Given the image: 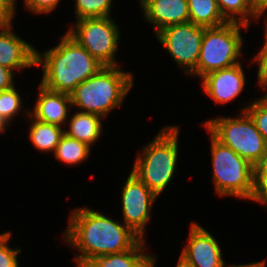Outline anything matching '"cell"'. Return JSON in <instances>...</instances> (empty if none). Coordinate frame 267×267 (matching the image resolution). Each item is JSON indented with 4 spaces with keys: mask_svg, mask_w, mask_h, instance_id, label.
<instances>
[{
    "mask_svg": "<svg viewBox=\"0 0 267 267\" xmlns=\"http://www.w3.org/2000/svg\"><path fill=\"white\" fill-rule=\"evenodd\" d=\"M266 260H260V261H257V262H252V263H241V264H229L227 265L226 262L224 263V266L223 267H266Z\"/></svg>",
    "mask_w": 267,
    "mask_h": 267,
    "instance_id": "obj_31",
    "label": "cell"
},
{
    "mask_svg": "<svg viewBox=\"0 0 267 267\" xmlns=\"http://www.w3.org/2000/svg\"><path fill=\"white\" fill-rule=\"evenodd\" d=\"M204 27L190 21L161 29L156 37L184 74L196 77Z\"/></svg>",
    "mask_w": 267,
    "mask_h": 267,
    "instance_id": "obj_9",
    "label": "cell"
},
{
    "mask_svg": "<svg viewBox=\"0 0 267 267\" xmlns=\"http://www.w3.org/2000/svg\"><path fill=\"white\" fill-rule=\"evenodd\" d=\"M254 5L259 9H267V0H253Z\"/></svg>",
    "mask_w": 267,
    "mask_h": 267,
    "instance_id": "obj_33",
    "label": "cell"
},
{
    "mask_svg": "<svg viewBox=\"0 0 267 267\" xmlns=\"http://www.w3.org/2000/svg\"><path fill=\"white\" fill-rule=\"evenodd\" d=\"M266 12H267V9H263V10H259V13H258V16H257V20L256 21H258V20H260L259 18H261V17H263V16H265L266 15V17L264 18L265 20H264V29H263V31H264V44L267 46V14H266ZM265 14V15H264Z\"/></svg>",
    "mask_w": 267,
    "mask_h": 267,
    "instance_id": "obj_32",
    "label": "cell"
},
{
    "mask_svg": "<svg viewBox=\"0 0 267 267\" xmlns=\"http://www.w3.org/2000/svg\"><path fill=\"white\" fill-rule=\"evenodd\" d=\"M242 28L247 32L249 26L227 22L219 27H204L200 56L196 66L197 78L241 63L240 57L243 55L244 47Z\"/></svg>",
    "mask_w": 267,
    "mask_h": 267,
    "instance_id": "obj_6",
    "label": "cell"
},
{
    "mask_svg": "<svg viewBox=\"0 0 267 267\" xmlns=\"http://www.w3.org/2000/svg\"><path fill=\"white\" fill-rule=\"evenodd\" d=\"M9 126V124L4 120V118L0 115V134L6 133L5 131H7L6 129H8L7 127Z\"/></svg>",
    "mask_w": 267,
    "mask_h": 267,
    "instance_id": "obj_34",
    "label": "cell"
},
{
    "mask_svg": "<svg viewBox=\"0 0 267 267\" xmlns=\"http://www.w3.org/2000/svg\"><path fill=\"white\" fill-rule=\"evenodd\" d=\"M12 232L0 240V267H19L18 254L21 248H11L9 242L11 240Z\"/></svg>",
    "mask_w": 267,
    "mask_h": 267,
    "instance_id": "obj_26",
    "label": "cell"
},
{
    "mask_svg": "<svg viewBox=\"0 0 267 267\" xmlns=\"http://www.w3.org/2000/svg\"><path fill=\"white\" fill-rule=\"evenodd\" d=\"M212 158V180L220 197L250 200L253 191L254 166L219 142L209 131Z\"/></svg>",
    "mask_w": 267,
    "mask_h": 267,
    "instance_id": "obj_7",
    "label": "cell"
},
{
    "mask_svg": "<svg viewBox=\"0 0 267 267\" xmlns=\"http://www.w3.org/2000/svg\"><path fill=\"white\" fill-rule=\"evenodd\" d=\"M13 25L0 27V65L13 71L35 67L36 47L16 35Z\"/></svg>",
    "mask_w": 267,
    "mask_h": 267,
    "instance_id": "obj_13",
    "label": "cell"
},
{
    "mask_svg": "<svg viewBox=\"0 0 267 267\" xmlns=\"http://www.w3.org/2000/svg\"><path fill=\"white\" fill-rule=\"evenodd\" d=\"M189 230L180 257L193 267H223L222 249L212 233L197 222H192Z\"/></svg>",
    "mask_w": 267,
    "mask_h": 267,
    "instance_id": "obj_11",
    "label": "cell"
},
{
    "mask_svg": "<svg viewBox=\"0 0 267 267\" xmlns=\"http://www.w3.org/2000/svg\"><path fill=\"white\" fill-rule=\"evenodd\" d=\"M145 240L140 239L131 249L125 252L92 258L81 267H155L157 257L147 252Z\"/></svg>",
    "mask_w": 267,
    "mask_h": 267,
    "instance_id": "obj_16",
    "label": "cell"
},
{
    "mask_svg": "<svg viewBox=\"0 0 267 267\" xmlns=\"http://www.w3.org/2000/svg\"><path fill=\"white\" fill-rule=\"evenodd\" d=\"M120 67L103 66L95 75L80 83L70 93L72 109L106 118L111 111L122 106L133 88L134 78L132 72Z\"/></svg>",
    "mask_w": 267,
    "mask_h": 267,
    "instance_id": "obj_3",
    "label": "cell"
},
{
    "mask_svg": "<svg viewBox=\"0 0 267 267\" xmlns=\"http://www.w3.org/2000/svg\"><path fill=\"white\" fill-rule=\"evenodd\" d=\"M37 88L36 104L30 115L38 121L64 128L72 109L70 94L50 91L41 84Z\"/></svg>",
    "mask_w": 267,
    "mask_h": 267,
    "instance_id": "obj_15",
    "label": "cell"
},
{
    "mask_svg": "<svg viewBox=\"0 0 267 267\" xmlns=\"http://www.w3.org/2000/svg\"><path fill=\"white\" fill-rule=\"evenodd\" d=\"M17 4L14 0H0V24L2 26L13 24Z\"/></svg>",
    "mask_w": 267,
    "mask_h": 267,
    "instance_id": "obj_29",
    "label": "cell"
},
{
    "mask_svg": "<svg viewBox=\"0 0 267 267\" xmlns=\"http://www.w3.org/2000/svg\"><path fill=\"white\" fill-rule=\"evenodd\" d=\"M177 267H193L192 265L188 264L184 259L179 257L178 263L176 264Z\"/></svg>",
    "mask_w": 267,
    "mask_h": 267,
    "instance_id": "obj_35",
    "label": "cell"
},
{
    "mask_svg": "<svg viewBox=\"0 0 267 267\" xmlns=\"http://www.w3.org/2000/svg\"><path fill=\"white\" fill-rule=\"evenodd\" d=\"M203 127L253 166L267 159V143L246 111L235 118H211L203 122Z\"/></svg>",
    "mask_w": 267,
    "mask_h": 267,
    "instance_id": "obj_5",
    "label": "cell"
},
{
    "mask_svg": "<svg viewBox=\"0 0 267 267\" xmlns=\"http://www.w3.org/2000/svg\"><path fill=\"white\" fill-rule=\"evenodd\" d=\"M216 1L221 15L227 22H237L250 26L251 21L256 22L255 20H257L259 9L254 5L253 0Z\"/></svg>",
    "mask_w": 267,
    "mask_h": 267,
    "instance_id": "obj_20",
    "label": "cell"
},
{
    "mask_svg": "<svg viewBox=\"0 0 267 267\" xmlns=\"http://www.w3.org/2000/svg\"><path fill=\"white\" fill-rule=\"evenodd\" d=\"M13 87L0 91V115L10 125L11 121L15 119V116L21 112H24L25 116L30 114V109H26L23 106L21 94L16 90L17 87ZM23 106V107H22ZM26 111H25V110Z\"/></svg>",
    "mask_w": 267,
    "mask_h": 267,
    "instance_id": "obj_22",
    "label": "cell"
},
{
    "mask_svg": "<svg viewBox=\"0 0 267 267\" xmlns=\"http://www.w3.org/2000/svg\"><path fill=\"white\" fill-rule=\"evenodd\" d=\"M177 125H165L137 154L133 172L158 197L170 185L179 162Z\"/></svg>",
    "mask_w": 267,
    "mask_h": 267,
    "instance_id": "obj_4",
    "label": "cell"
},
{
    "mask_svg": "<svg viewBox=\"0 0 267 267\" xmlns=\"http://www.w3.org/2000/svg\"><path fill=\"white\" fill-rule=\"evenodd\" d=\"M243 64L213 71L200 79L204 93L216 104H227L240 97L246 85Z\"/></svg>",
    "mask_w": 267,
    "mask_h": 267,
    "instance_id": "obj_12",
    "label": "cell"
},
{
    "mask_svg": "<svg viewBox=\"0 0 267 267\" xmlns=\"http://www.w3.org/2000/svg\"><path fill=\"white\" fill-rule=\"evenodd\" d=\"M256 62L257 68V81H258V86L260 88H263L266 90L265 92L267 93V46L263 44V47L259 50V52L253 56V60L251 59L252 62Z\"/></svg>",
    "mask_w": 267,
    "mask_h": 267,
    "instance_id": "obj_27",
    "label": "cell"
},
{
    "mask_svg": "<svg viewBox=\"0 0 267 267\" xmlns=\"http://www.w3.org/2000/svg\"><path fill=\"white\" fill-rule=\"evenodd\" d=\"M8 232L9 231L0 233V240H2L8 234Z\"/></svg>",
    "mask_w": 267,
    "mask_h": 267,
    "instance_id": "obj_36",
    "label": "cell"
},
{
    "mask_svg": "<svg viewBox=\"0 0 267 267\" xmlns=\"http://www.w3.org/2000/svg\"><path fill=\"white\" fill-rule=\"evenodd\" d=\"M14 74L16 75V72L0 65V91L9 89L15 85Z\"/></svg>",
    "mask_w": 267,
    "mask_h": 267,
    "instance_id": "obj_30",
    "label": "cell"
},
{
    "mask_svg": "<svg viewBox=\"0 0 267 267\" xmlns=\"http://www.w3.org/2000/svg\"><path fill=\"white\" fill-rule=\"evenodd\" d=\"M140 8L155 35L163 28L189 21L187 0H144Z\"/></svg>",
    "mask_w": 267,
    "mask_h": 267,
    "instance_id": "obj_14",
    "label": "cell"
},
{
    "mask_svg": "<svg viewBox=\"0 0 267 267\" xmlns=\"http://www.w3.org/2000/svg\"><path fill=\"white\" fill-rule=\"evenodd\" d=\"M61 0H23L24 9L32 12L33 14H50L58 8Z\"/></svg>",
    "mask_w": 267,
    "mask_h": 267,
    "instance_id": "obj_28",
    "label": "cell"
},
{
    "mask_svg": "<svg viewBox=\"0 0 267 267\" xmlns=\"http://www.w3.org/2000/svg\"><path fill=\"white\" fill-rule=\"evenodd\" d=\"M35 66L42 67L40 84L54 92L70 94L80 83L95 75L103 65L67 33L52 49H36Z\"/></svg>",
    "mask_w": 267,
    "mask_h": 267,
    "instance_id": "obj_2",
    "label": "cell"
},
{
    "mask_svg": "<svg viewBox=\"0 0 267 267\" xmlns=\"http://www.w3.org/2000/svg\"><path fill=\"white\" fill-rule=\"evenodd\" d=\"M102 119L104 118L95 114L77 111L69 116L65 134L92 147L103 134Z\"/></svg>",
    "mask_w": 267,
    "mask_h": 267,
    "instance_id": "obj_17",
    "label": "cell"
},
{
    "mask_svg": "<svg viewBox=\"0 0 267 267\" xmlns=\"http://www.w3.org/2000/svg\"><path fill=\"white\" fill-rule=\"evenodd\" d=\"M250 201L267 206V159L254 166L253 191Z\"/></svg>",
    "mask_w": 267,
    "mask_h": 267,
    "instance_id": "obj_25",
    "label": "cell"
},
{
    "mask_svg": "<svg viewBox=\"0 0 267 267\" xmlns=\"http://www.w3.org/2000/svg\"><path fill=\"white\" fill-rule=\"evenodd\" d=\"M91 149L86 143L64 134L54 151V157L67 166H75L89 159Z\"/></svg>",
    "mask_w": 267,
    "mask_h": 267,
    "instance_id": "obj_21",
    "label": "cell"
},
{
    "mask_svg": "<svg viewBox=\"0 0 267 267\" xmlns=\"http://www.w3.org/2000/svg\"><path fill=\"white\" fill-rule=\"evenodd\" d=\"M103 66H119L116 61L120 28L112 17L76 20L66 32Z\"/></svg>",
    "mask_w": 267,
    "mask_h": 267,
    "instance_id": "obj_8",
    "label": "cell"
},
{
    "mask_svg": "<svg viewBox=\"0 0 267 267\" xmlns=\"http://www.w3.org/2000/svg\"><path fill=\"white\" fill-rule=\"evenodd\" d=\"M121 191V221L141 239H145L146 225L152 218V208L159 197L131 171Z\"/></svg>",
    "mask_w": 267,
    "mask_h": 267,
    "instance_id": "obj_10",
    "label": "cell"
},
{
    "mask_svg": "<svg viewBox=\"0 0 267 267\" xmlns=\"http://www.w3.org/2000/svg\"><path fill=\"white\" fill-rule=\"evenodd\" d=\"M102 213L84 206L73 208L69 215L62 239L79 252L74 257L76 267L98 256L125 252L141 239L121 220Z\"/></svg>",
    "mask_w": 267,
    "mask_h": 267,
    "instance_id": "obj_1",
    "label": "cell"
},
{
    "mask_svg": "<svg viewBox=\"0 0 267 267\" xmlns=\"http://www.w3.org/2000/svg\"><path fill=\"white\" fill-rule=\"evenodd\" d=\"M189 21L205 28L219 27L227 23L221 15L216 0H187Z\"/></svg>",
    "mask_w": 267,
    "mask_h": 267,
    "instance_id": "obj_19",
    "label": "cell"
},
{
    "mask_svg": "<svg viewBox=\"0 0 267 267\" xmlns=\"http://www.w3.org/2000/svg\"><path fill=\"white\" fill-rule=\"evenodd\" d=\"M241 108L240 112L246 111L249 114L267 143V93L262 95L261 98L251 100L249 104Z\"/></svg>",
    "mask_w": 267,
    "mask_h": 267,
    "instance_id": "obj_24",
    "label": "cell"
},
{
    "mask_svg": "<svg viewBox=\"0 0 267 267\" xmlns=\"http://www.w3.org/2000/svg\"><path fill=\"white\" fill-rule=\"evenodd\" d=\"M29 117V137L30 142L38 151L51 153L55 151L62 136L65 134V128L57 125L44 123L33 118L30 114Z\"/></svg>",
    "mask_w": 267,
    "mask_h": 267,
    "instance_id": "obj_18",
    "label": "cell"
},
{
    "mask_svg": "<svg viewBox=\"0 0 267 267\" xmlns=\"http://www.w3.org/2000/svg\"><path fill=\"white\" fill-rule=\"evenodd\" d=\"M75 19L112 17L113 0H74Z\"/></svg>",
    "mask_w": 267,
    "mask_h": 267,
    "instance_id": "obj_23",
    "label": "cell"
}]
</instances>
